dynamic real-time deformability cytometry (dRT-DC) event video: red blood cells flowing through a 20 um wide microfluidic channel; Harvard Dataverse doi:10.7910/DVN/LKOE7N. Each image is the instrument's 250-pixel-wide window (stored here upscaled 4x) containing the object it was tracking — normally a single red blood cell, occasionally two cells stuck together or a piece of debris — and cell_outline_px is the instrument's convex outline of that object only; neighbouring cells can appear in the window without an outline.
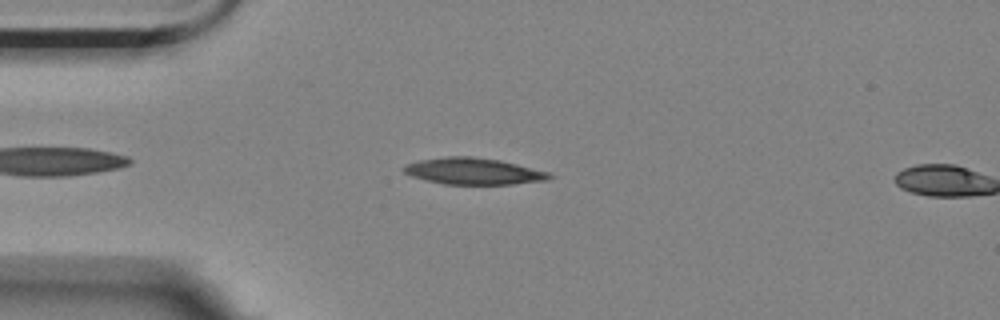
{"species": "Egyptian fruit bat (a non-hibernating species)", "species_latin": "Rousettus aegyptiacus", "temperature_condition": "room temperature", "stored_images_in_passage": 8, "camera_frame_rate_fps": 3000, "um_per_image_px": 0.085, "animal": {"sex": "female"}, "frame": {"image": 1, "passage_image": 7, "time_ms": 2.0, "image_size_px": [1000, 320], "cell_outline_px": [[552, 176], [544, 180], [512, 184], [444, 184], [424, 180], [412, 176], [404, 172], [400, 168], [404, 164], [420, 160], [448, 156], [472, 156], [500, 160], [548, 172]], "centroid_in_image_um": [40.15, 14.55], "position_along_channel_um": 44.8, "area_um2": 22.37}}